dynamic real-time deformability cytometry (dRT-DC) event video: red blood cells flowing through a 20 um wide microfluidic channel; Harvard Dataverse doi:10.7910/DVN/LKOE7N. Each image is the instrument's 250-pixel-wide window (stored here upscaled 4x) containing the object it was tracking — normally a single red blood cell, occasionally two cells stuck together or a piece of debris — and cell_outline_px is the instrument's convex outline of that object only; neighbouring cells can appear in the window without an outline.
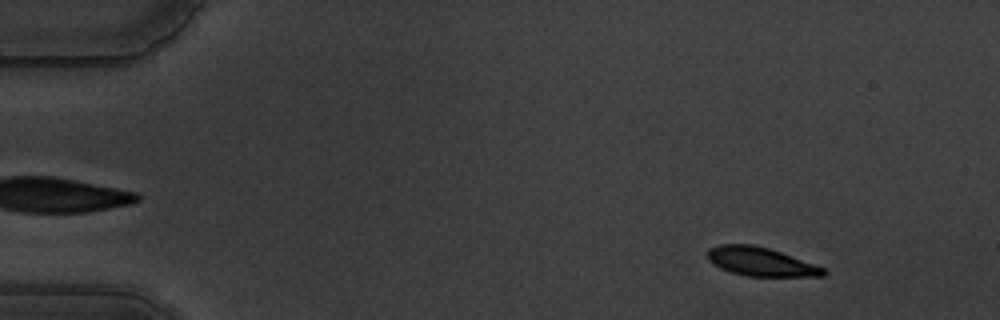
{"species": "common noctule bat (a hibernating species)", "species_latin": "Nyctalus noctula", "temperature_condition": "warm", "stored_images_in_passage": 58, "camera_frame_rate_fps": 3000, "um_per_image_px": 0.085, "animal": {"sex": "male", "body_mass_g": 19.5, "forearm_length_mm": 54.6}, "frame": {"image": 1, "passage_image": 7, "time_ms": 2.0, "image_size_px": [1000, 320], "cell_outline_px": [[828, 272], [824, 276], [748, 276], [732, 272], [720, 268], [708, 260], [708, 248], [720, 244], [752, 244], [768, 248], [780, 252], [824, 268]], "centroid_in_image_um": [64.64, 22.24], "position_along_channel_um": 20.4, "area_um2": 19.13}}
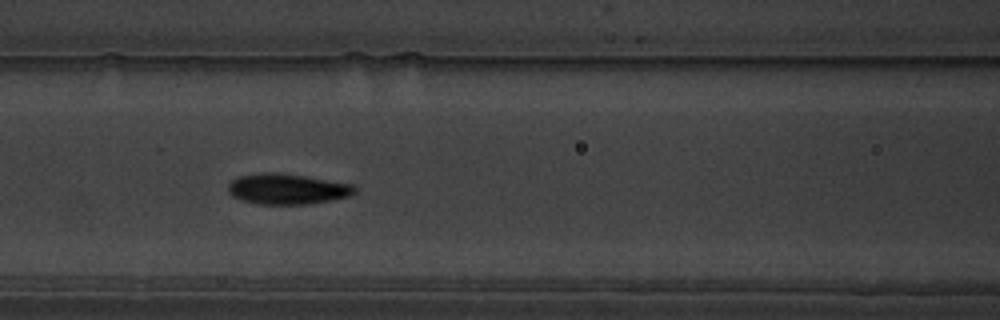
{"frame": {"image": 2, "passage_image": 26, "time_ms": 8.333, "image_size_px": [1000, 320], "cell_outline_px": [[356, 192], [352, 196], [304, 204], [256, 204], [232, 196], [228, 192], [228, 184], [232, 180], [240, 176], [260, 172], [276, 172], [304, 176], [352, 184], [356, 188]], "centroid_in_image_um": [24.4, 16.05], "position_along_channel_um": 142.2, "area_um2": 22.43}}
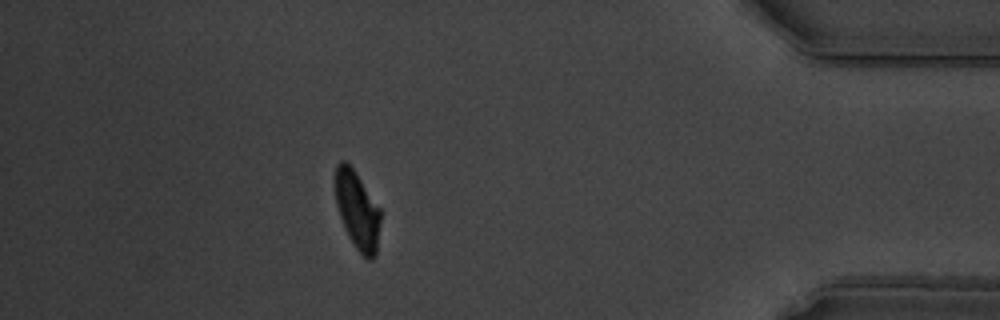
{"frame": {"image": 3, "passage_image": 52, "time_ms": 17.0, "image_size_px": [1000, 320], "cell_outline_px": [[380, 220], [376, 256], [372, 260], [368, 260], [356, 248], [340, 216], [336, 204], [336, 164], [340, 160], [344, 160], [356, 172], [380, 208]], "centroid_in_image_um": [30.39, 17.86], "position_along_channel_um": 404.8, "area_um2": 20.11}, "authors_computed_cell_mechanics": {"area_um2": 21.5305, "velocity_mm_per_s": 3.508, "shape_relaxation_time_tau1_ms": 3.4055, "shape_relaxation_time_tau2_ms": 1.3089, "deformation_change_tau1": 0.1412, "deformation_change_tau2": 0.0545}}